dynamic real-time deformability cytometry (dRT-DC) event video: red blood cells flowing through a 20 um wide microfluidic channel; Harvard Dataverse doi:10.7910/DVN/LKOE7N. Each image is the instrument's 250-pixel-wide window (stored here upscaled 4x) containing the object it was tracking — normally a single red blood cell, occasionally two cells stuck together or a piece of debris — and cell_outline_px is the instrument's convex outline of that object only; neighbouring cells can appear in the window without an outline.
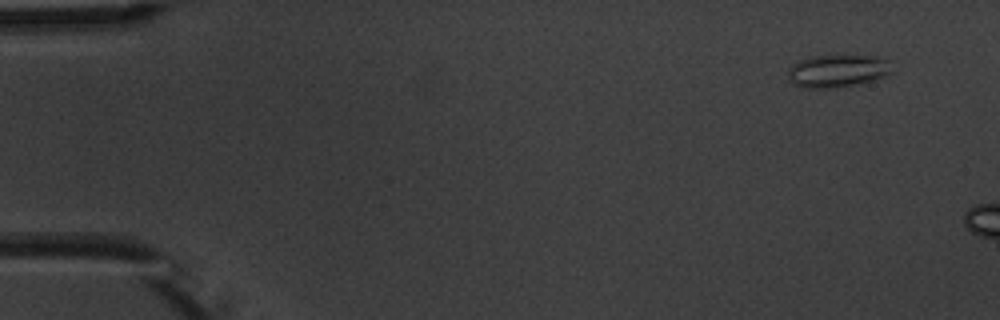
{"species": "common noctule bat (a hibernating species)", "species_latin": "Nyctalus noctula", "temperature_condition": "warm", "stored_images_in_passage": 3, "camera_frame_rate_fps": 3000, "um_per_image_px": 0.085, "animal": {"sex": "male", "body_mass_g": 20.1, "forearm_length_mm": 53.5}, "frame": {"image": 1, "passage_image": 1, "time_ms": 0.0, "image_size_px": [1000, 320], "cell_outline_px": [[892, 72], [884, 76], [872, 80], [856, 84], [828, 88], [808, 88], [792, 84], [788, 80], [788, 72], [792, 64], [800, 60], [812, 56], [876, 56], [888, 60]], "centroid_in_image_um": [71.15, 6.03], "position_along_channel_um": 13.8, "area_um2": 19.54}}